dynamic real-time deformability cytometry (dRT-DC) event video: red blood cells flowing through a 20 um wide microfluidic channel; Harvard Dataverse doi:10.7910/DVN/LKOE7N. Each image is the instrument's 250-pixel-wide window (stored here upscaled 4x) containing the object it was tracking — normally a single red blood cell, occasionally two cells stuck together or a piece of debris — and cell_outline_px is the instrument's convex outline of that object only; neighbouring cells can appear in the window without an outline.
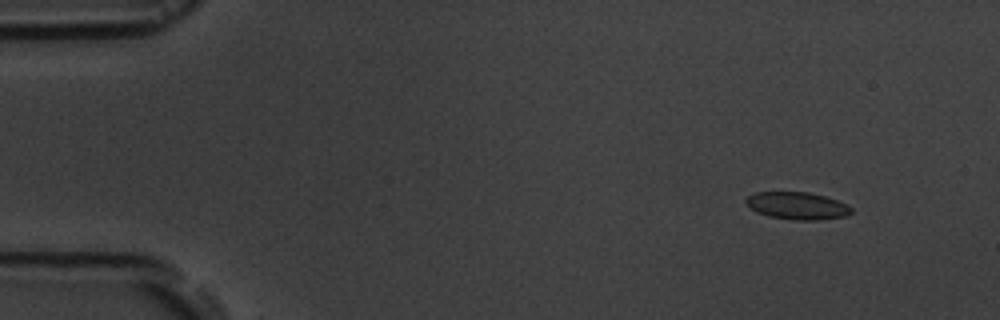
{"species": "common noctule bat (a hibernating species)", "species_latin": "Nyctalus noctula", "temperature_condition": "room temperature", "stored_images_in_passage": 6, "camera_frame_rate_fps": 3000, "um_per_image_px": 0.085, "animal": {"sex": "male", "body_mass_g": 19.5, "forearm_length_mm": 54.6}, "frame": {"image": 1, "passage_image": 2, "time_ms": 1.333, "image_size_px": [1000, 320], "cell_outline_px": [[852, 212], [848, 216], [820, 220], [792, 220], [768, 216], [756, 212], [744, 200], [748, 196], [756, 192], [808, 192], [824, 196], [836, 200], [852, 208]], "centroid_in_image_um": [67.77, 17.5], "position_along_channel_um": 17.2, "area_um2": 16.76}}
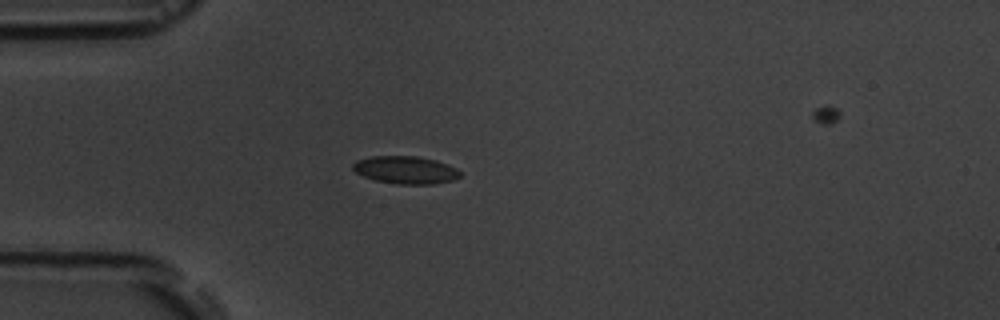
{"frame": {"image": 2, "passage_image": 5, "time_ms": 4.667, "image_size_px": [1000, 320], "cell_outline_px": [[460, 176], [452, 180], [432, 184], [396, 184], [376, 180], [364, 176], [356, 172], [352, 168], [352, 164], [356, 160], [372, 156], [416, 156], [436, 160], [456, 168], [460, 172]], "centroid_in_image_um": [34.45, 14.44], "position_along_channel_um": 50.5, "area_um2": 17.17}}